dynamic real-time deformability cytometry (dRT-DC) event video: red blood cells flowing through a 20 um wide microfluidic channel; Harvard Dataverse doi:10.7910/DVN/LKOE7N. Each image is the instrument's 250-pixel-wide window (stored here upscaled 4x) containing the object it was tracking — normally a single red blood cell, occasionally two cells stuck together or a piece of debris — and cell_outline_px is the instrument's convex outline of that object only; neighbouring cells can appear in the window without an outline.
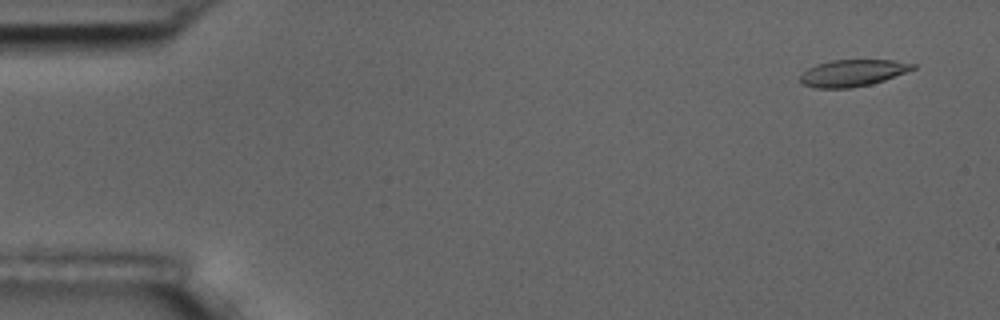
{"species": "common noctule bat (a hibernating species)", "species_latin": "Nyctalus noctula", "temperature_condition": "room temperature", "stored_images_in_passage": 4, "camera_frame_rate_fps": 3000, "um_per_image_px": 0.085, "animal": {"sex": "male", "body_mass_g": 17.5, "forearm_length_mm": 52.3}, "frame": {"image": 1, "passage_image": 1, "time_ms": 0.0, "image_size_px": [1000, 320], "cell_outline_px": [[916, 68], [884, 80], [872, 84], [852, 88], [816, 88], [804, 84], [800, 80], [800, 76], [808, 68], [816, 64], [832, 60], [892, 60], [916, 64]], "centroid_in_image_um": [72.48, 6.2], "position_along_channel_um": 12.5, "area_um2": 17.46}}
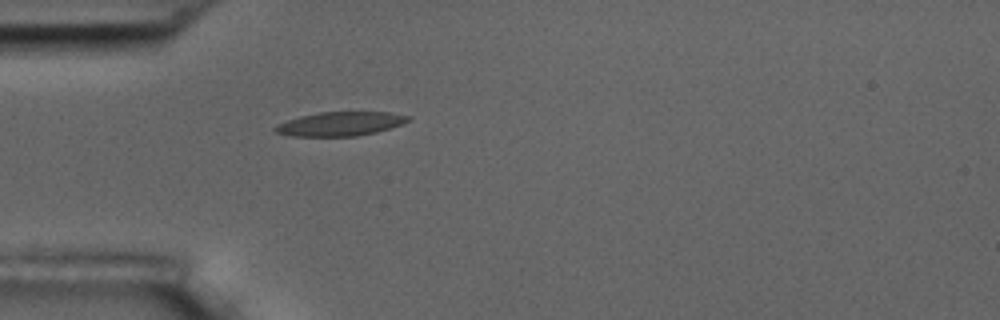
{"frame": {"image": 2, "passage_image": 4, "time_ms": 4.333, "image_size_px": [1000, 320], "cell_outline_px": [[412, 120], [376, 132], [356, 136], [292, 136], [276, 132], [272, 128], [288, 120], [300, 116], [320, 112], [388, 112], [412, 116]], "centroid_in_image_um": [28.95, 10.52], "position_along_channel_um": 56.0, "area_um2": 18.44}}